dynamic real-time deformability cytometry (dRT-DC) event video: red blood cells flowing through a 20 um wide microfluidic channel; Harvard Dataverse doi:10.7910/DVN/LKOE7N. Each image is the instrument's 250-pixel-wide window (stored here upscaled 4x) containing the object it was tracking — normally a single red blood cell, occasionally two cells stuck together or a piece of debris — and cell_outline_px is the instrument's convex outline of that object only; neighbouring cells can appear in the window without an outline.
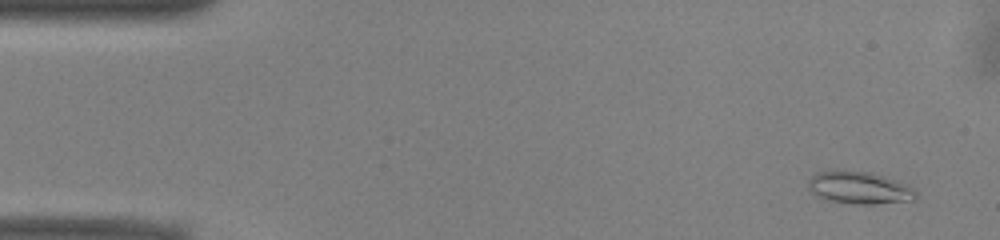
{"species": "common noctule bat (a hibernating species)", "species_latin": "Nyctalus noctula", "temperature_condition": "warm", "stored_images_in_passage": 52, "camera_frame_rate_fps": 3000, "um_per_image_px": 0.085, "animal": {"sex": "male", "body_mass_g": 13.0, "forearm_length_mm": 53.1}, "frame": {"image": 1, "passage_image": 3, "time_ms": 0.667, "image_size_px": [1000, 240], "cell_outline_px": [[916, 196], [912, 200], [872, 204], [856, 204], [832, 200], [816, 196], [808, 188], [808, 180], [816, 172], [872, 172], [908, 184], [916, 192]], "centroid_in_image_um": [73.06, 15.97], "position_along_channel_um": 11.9, "area_um2": 19.77}}
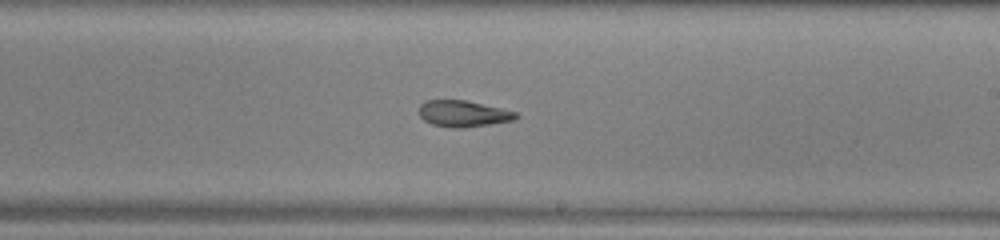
{"frame": {"image": 2, "passage_image": 30, "time_ms": 9.667, "image_size_px": [1000, 240], "cell_outline_px": [[520, 116], [512, 120], [464, 128], [452, 128], [432, 124], [424, 120], [420, 116], [420, 104], [424, 100], [464, 100], [500, 108], [516, 112]], "centroid_in_image_um": [39.34, 9.66], "position_along_channel_um": 249.7, "area_um2": 14.68}}
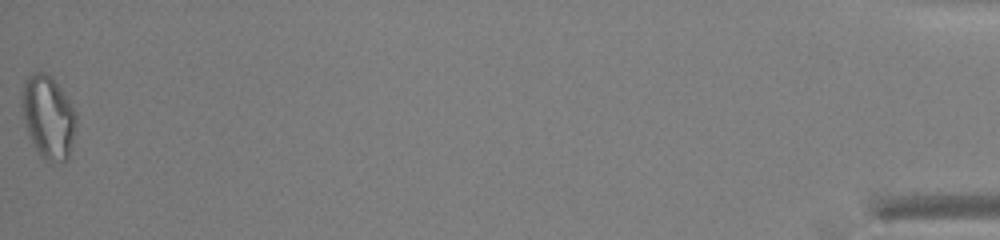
{"frame": {"image": 3, "passage_image": 52, "time_ms": 17.0, "image_size_px": [1000, 240], "cell_outline_px": [[76, 124], [68, 160], [48, 160], [40, 156], [28, 132], [20, 104], [20, 92], [28, 76], [32, 72], [44, 72], [60, 88], [76, 112]], "centroid_in_image_um": [4.08, 9.92], "position_along_channel_um": 431.1, "area_um2": 25.72}, "authors_computed_cell_mechanics": {"area_um2": 17.1666, "velocity_mm_per_s": 3.9294, "shape_relaxation_time_tau1_ms": null, "shape_relaxation_time_tau2_ms": 4.8186, "deformation_change_tau1": null, "deformation_change_tau2": 0.1386}}